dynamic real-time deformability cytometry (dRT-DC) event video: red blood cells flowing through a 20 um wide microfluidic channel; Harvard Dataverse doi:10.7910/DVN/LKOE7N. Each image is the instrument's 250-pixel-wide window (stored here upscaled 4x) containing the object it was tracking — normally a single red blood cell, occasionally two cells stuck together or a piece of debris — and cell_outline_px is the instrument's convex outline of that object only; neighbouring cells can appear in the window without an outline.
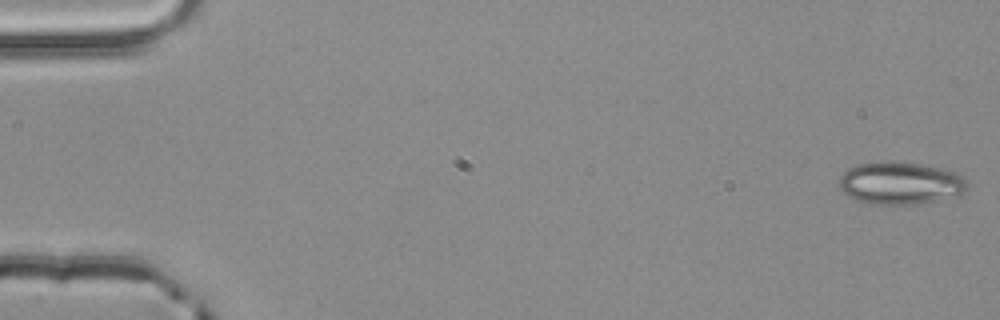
{"species": "common noctule bat (a hibernating species)", "species_latin": "Nyctalus noctula", "temperature_condition": "room temperature", "stored_images_in_passage": 54, "camera_frame_rate_fps": 3000, "um_per_image_px": 0.085, "animal": {"sex": "male", "body_mass_g": 20.4}, "frame": {"image": 1, "passage_image": 1, "time_ms": 0.0, "image_size_px": [1000, 320], "cell_outline_px": [[968, 188], [964, 192], [956, 196], [912, 204], [880, 204], [860, 200], [848, 196], [840, 188], [840, 176], [848, 168], [856, 164], [920, 164], [952, 172], [960, 176], [968, 184]], "centroid_in_image_um": [76.52, 15.6], "position_along_channel_um": 8.5, "area_um2": 30.23}}
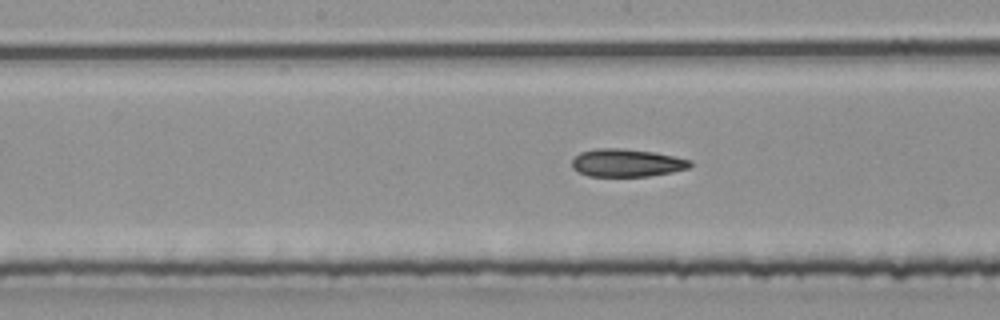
{"frame": {"image": 2, "passage_image": 28, "time_ms": 9.0, "image_size_px": [1000, 320], "cell_outline_px": [[692, 164], [688, 168], [672, 172], [648, 176], [588, 176], [572, 168], [572, 160], [580, 152], [596, 148], [620, 148], [652, 152], [692, 160]], "centroid_in_image_um": [53.25, 13.84], "position_along_channel_um": 194.9, "area_um2": 19.02}}
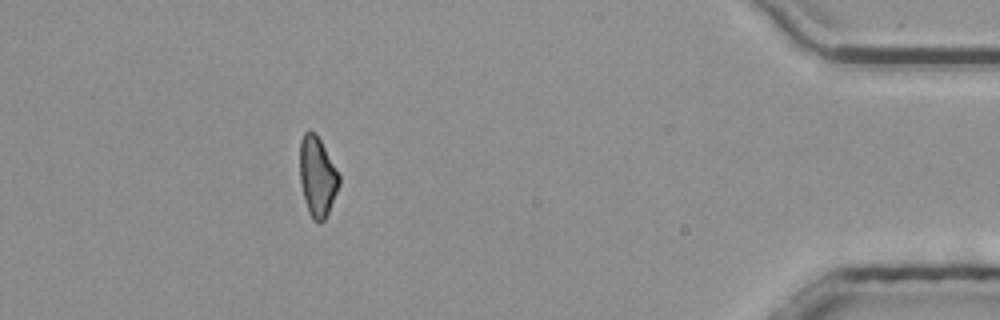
{"frame": {"image": 3, "passage_image": 49, "time_ms": 16.0, "image_size_px": [1000, 320], "cell_outline_px": [[340, 184], [328, 212], [324, 220], [320, 224], [312, 220], [308, 212], [300, 180], [300, 140], [304, 132], [308, 128], [316, 132], [340, 176]], "centroid_in_image_um": [26.96, 14.98], "position_along_channel_um": 408.2, "area_um2": 18.32}, "authors_computed_cell_mechanics": {"area_um2": 19.3919, "velocity_mm_per_s": 3.8482, "shape_relaxation_time_tau1_ms": 7.2827, "shape_relaxation_time_tau2_ms": 8.14, "deformation_change_tau1": 0.1514, "deformation_change_tau2": 0.1818}}